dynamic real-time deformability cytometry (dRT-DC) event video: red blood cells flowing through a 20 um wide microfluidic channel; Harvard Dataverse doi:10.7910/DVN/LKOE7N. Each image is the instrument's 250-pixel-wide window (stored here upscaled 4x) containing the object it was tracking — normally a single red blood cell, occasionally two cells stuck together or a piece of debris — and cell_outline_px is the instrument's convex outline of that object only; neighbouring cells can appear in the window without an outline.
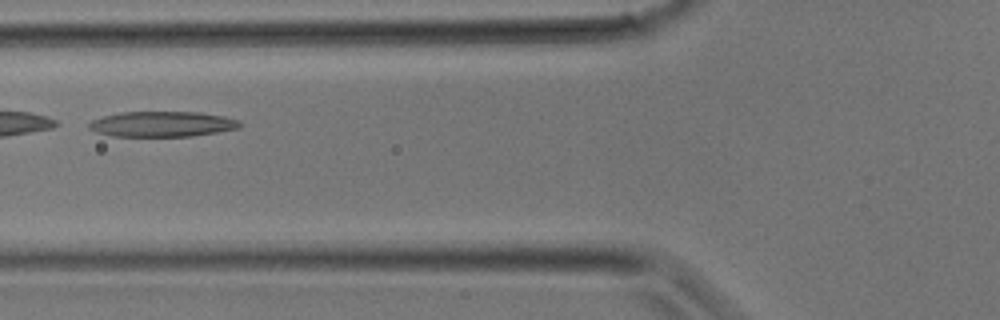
{"species": "common noctule bat (a hibernating species)", "species_latin": "Nyctalus noctula", "temperature_condition": "room temperature", "stored_images_in_passage": 13, "camera_frame_rate_fps": 3000, "um_per_image_px": 0.085, "animal": {"sex": "male", "body_mass_g": 17.9}, "frame": {"image": 1, "passage_image": 8, "time_ms": 2.333, "image_size_px": [1000, 320], "cell_outline_px": [[244, 124], [240, 128], [192, 136], [112, 136], [96, 132], [88, 128], [88, 124], [92, 120], [104, 116], [120, 112], [200, 112], [224, 116], [240, 120]], "centroid_in_image_um": [13.82, 10.54], "position_along_channel_um": 112.0, "area_um2": 22.43}}
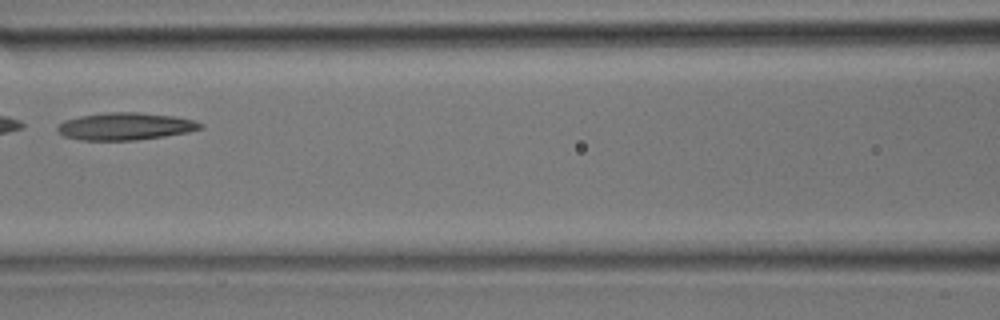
{"frame": {"image": 2, "passage_image": 10, "time_ms": 3.0, "image_size_px": [1000, 320], "cell_outline_px": [[204, 128], [188, 132], [164, 136], [136, 140], [80, 140], [64, 136], [56, 132], [56, 128], [64, 120], [80, 116], [104, 112], [136, 112], [176, 116], [196, 120], [204, 124]], "centroid_in_image_um": [10.67, 10.73], "position_along_channel_um": 155.9, "area_um2": 23.0}}